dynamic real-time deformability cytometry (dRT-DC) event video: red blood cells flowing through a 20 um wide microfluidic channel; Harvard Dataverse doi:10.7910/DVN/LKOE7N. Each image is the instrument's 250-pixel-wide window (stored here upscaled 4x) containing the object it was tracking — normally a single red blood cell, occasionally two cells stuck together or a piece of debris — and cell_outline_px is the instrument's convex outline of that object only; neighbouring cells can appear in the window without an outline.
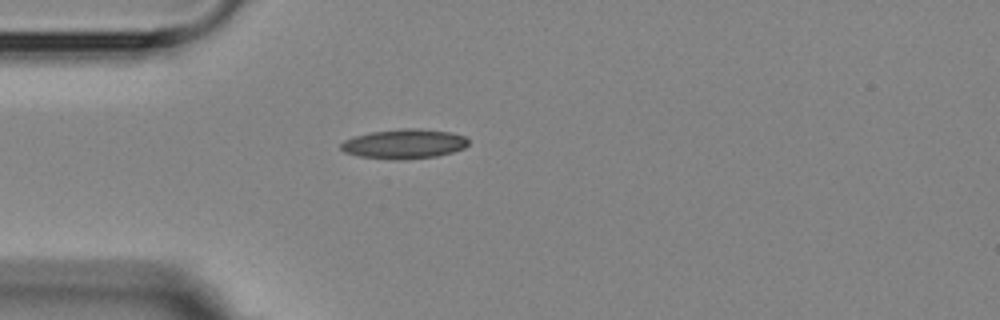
{"species": "Egyptian fruit bat (a non-hibernating species)", "species_latin": "Rousettus aegyptiacus", "temperature_condition": "room temperature", "stored_images_in_passage": 3, "camera_frame_rate_fps": 3000, "um_per_image_px": 0.085, "animal": {"sex": "female"}, "frame": {"image": 1, "passage_image": 1, "time_ms": 0.0, "image_size_px": [1000, 320], "cell_outline_px": [[468, 144], [464, 148], [452, 152], [436, 156], [400, 160], [392, 160], [360, 156], [344, 152], [340, 148], [340, 144], [344, 140], [356, 136], [372, 132], [404, 128], [420, 128], [452, 132], [464, 136], [468, 140]], "centroid_in_image_um": [34.36, 12.23], "position_along_channel_um": 50.6, "area_um2": 21.96}}
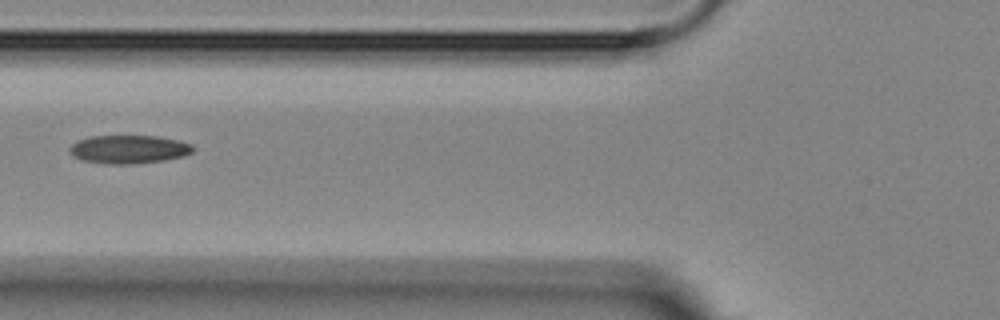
{"frame": {"image": 2, "passage_image": 3, "time_ms": 2.0, "image_size_px": [1000, 320], "cell_outline_px": [[192, 152], [184, 156], [164, 160], [132, 164], [108, 164], [80, 160], [72, 156], [68, 152], [68, 148], [72, 144], [88, 136], [156, 136], [176, 140], [192, 144]], "centroid_in_image_um": [10.89, 12.7], "position_along_channel_um": 114.9, "area_um2": 20.4}}